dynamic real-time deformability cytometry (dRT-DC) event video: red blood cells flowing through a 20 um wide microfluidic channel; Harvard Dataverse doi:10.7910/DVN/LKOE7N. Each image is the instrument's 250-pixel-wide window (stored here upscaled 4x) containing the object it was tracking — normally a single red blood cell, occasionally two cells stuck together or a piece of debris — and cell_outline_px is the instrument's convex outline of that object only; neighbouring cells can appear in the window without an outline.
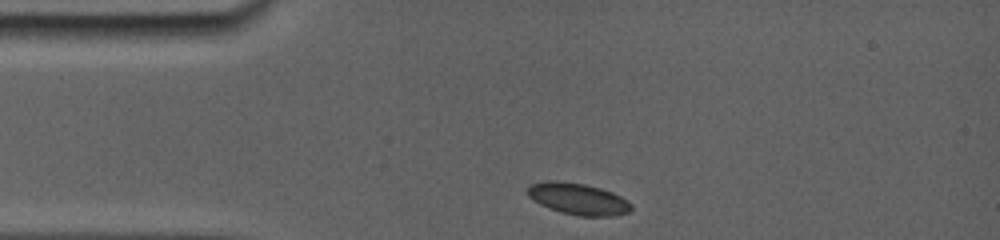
{"species": "common noctule bat (a hibernating species)", "species_latin": "Nyctalus noctula", "temperature_condition": "room temperature", "stored_images_in_passage": 30, "camera_frame_rate_fps": 5000, "um_per_image_px": 0.085, "animal": {"sex": "female", "body_mass_g": 19.0, "forearm_length_mm": 56.7}, "frame": {"image": 1, "passage_image": 1, "time_ms": 0.0, "image_size_px": [1000, 240], "cell_outline_px": [[632, 208], [628, 212], [616, 216], [580, 216], [560, 212], [548, 208], [532, 200], [528, 196], [528, 184], [548, 180], [556, 180], [584, 184], [600, 188], [612, 192], [628, 200], [632, 204]], "centroid_in_image_um": [49.13, 16.9], "position_along_channel_um": 35.9, "area_um2": 19.25}}
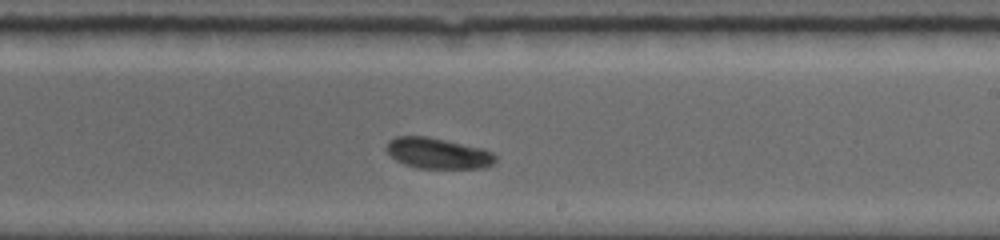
{"frame": {"image": 2, "passage_image": 18, "time_ms": 6.4, "image_size_px": [1000, 240], "cell_outline_px": [[496, 160], [492, 164], [484, 168], [416, 168], [404, 164], [396, 160], [384, 148], [388, 140], [396, 136], [428, 136], [484, 148], [492, 152], [496, 156]], "centroid_in_image_um": [37.21, 13.02], "position_along_channel_um": 251.8, "area_um2": 19.77}}
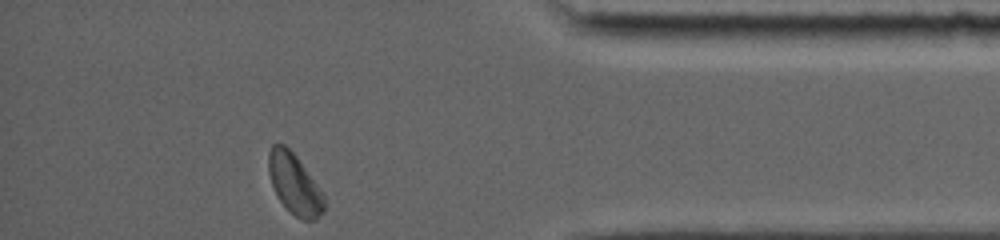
{"frame": {"image": 3, "passage_image": 30, "time_ms": 11.0, "image_size_px": [1000, 240], "cell_outline_px": [[324, 212], [316, 220], [304, 220], [296, 216], [280, 200], [272, 184], [268, 172], [268, 152], [272, 144], [284, 144], [296, 156], [324, 192]], "centroid_in_image_um": [25.05, 15.63], "position_along_channel_um": 410.1, "area_um2": 19.48}}